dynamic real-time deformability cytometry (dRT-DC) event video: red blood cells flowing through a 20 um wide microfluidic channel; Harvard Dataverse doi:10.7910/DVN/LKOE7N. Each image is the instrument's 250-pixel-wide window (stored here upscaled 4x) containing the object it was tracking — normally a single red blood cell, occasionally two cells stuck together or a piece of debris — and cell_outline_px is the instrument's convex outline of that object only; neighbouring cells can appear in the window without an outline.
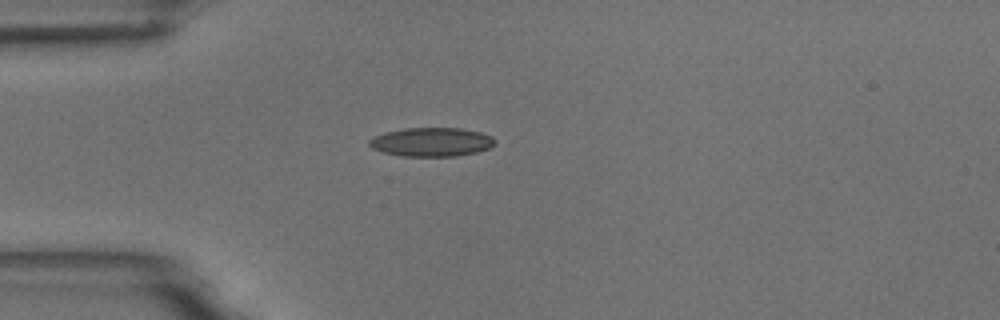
{"species": "common noctule bat (a hibernating species)", "species_latin": "Nyctalus noctula", "temperature_condition": "room temperature", "stored_images_in_passage": 1, "camera_frame_rate_fps": 3000, "um_per_image_px": 0.085, "animal": {"sex": "male", "body_mass_g": 18.8}, "frame": {"image": 1, "passage_image": 1, "time_ms": 0.0, "image_size_px": [1000, 320], "cell_outline_px": [[496, 144], [488, 148], [476, 152], [456, 156], [400, 156], [384, 152], [372, 148], [368, 144], [368, 140], [384, 132], [404, 128], [460, 128], [480, 132], [492, 136], [496, 140]], "centroid_in_image_um": [36.68, 12.07], "position_along_channel_um": 48.3, "area_um2": 21.15}}